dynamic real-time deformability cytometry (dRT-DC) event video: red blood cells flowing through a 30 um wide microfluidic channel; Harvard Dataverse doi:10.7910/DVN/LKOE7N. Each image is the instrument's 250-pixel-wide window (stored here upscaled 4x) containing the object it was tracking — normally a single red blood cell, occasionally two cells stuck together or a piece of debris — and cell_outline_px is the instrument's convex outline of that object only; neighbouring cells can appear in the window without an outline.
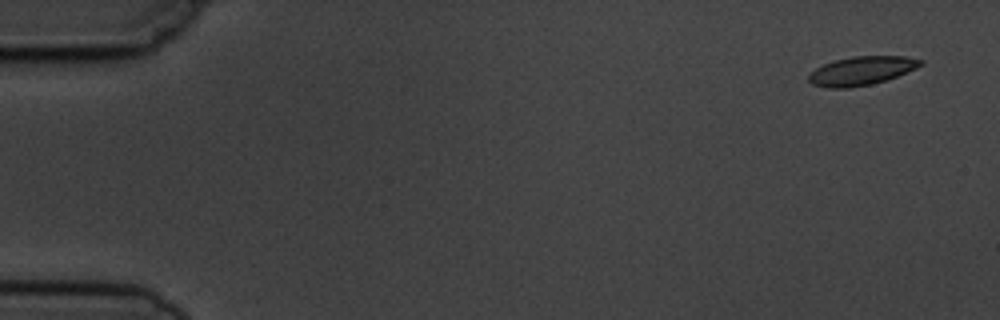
{"species": "common noctule bat (a hibernating species)", "species_latin": "Nyctalus noctula", "temperature_condition": "cold", "stored_images_in_passage": 5, "camera_frame_rate_fps": 3000, "um_per_image_px": 0.085, "animal": {"sex": "male", "body_mass_g": 19.5, "forearm_length_mm": 54.6}, "frame": {"image": 1, "passage_image": 1, "time_ms": 0.0, "image_size_px": [1000, 320], "cell_outline_px": [[924, 64], [916, 68], [888, 80], [872, 84], [848, 88], [828, 88], [812, 84], [808, 80], [808, 76], [816, 68], [824, 64], [836, 60], [852, 56], [904, 56], [924, 60]], "centroid_in_image_um": [73.26, 6.02], "position_along_channel_um": 11.7, "area_um2": 18.73}}
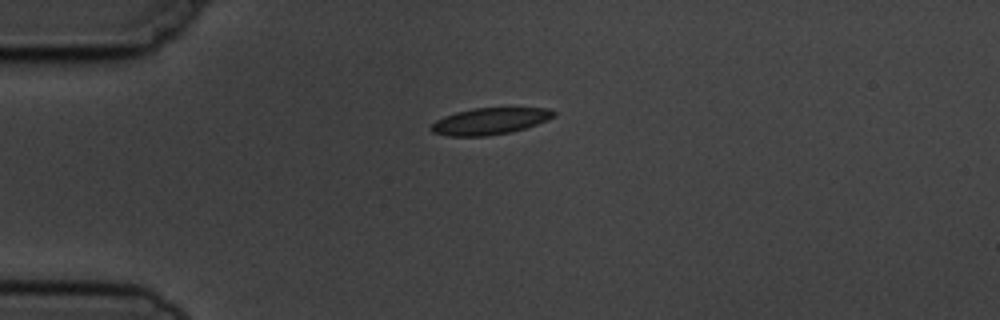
{"frame": {"image": 2, "passage_image": 4, "time_ms": 3.667, "image_size_px": [1000, 320], "cell_outline_px": [[556, 116], [536, 124], [512, 132], [488, 136], [448, 136], [432, 132], [432, 124], [436, 120], [444, 116], [456, 112], [472, 108], [548, 108], [556, 112]], "centroid_in_image_um": [41.64, 10.3], "position_along_channel_um": 43.4, "area_um2": 18.96}}